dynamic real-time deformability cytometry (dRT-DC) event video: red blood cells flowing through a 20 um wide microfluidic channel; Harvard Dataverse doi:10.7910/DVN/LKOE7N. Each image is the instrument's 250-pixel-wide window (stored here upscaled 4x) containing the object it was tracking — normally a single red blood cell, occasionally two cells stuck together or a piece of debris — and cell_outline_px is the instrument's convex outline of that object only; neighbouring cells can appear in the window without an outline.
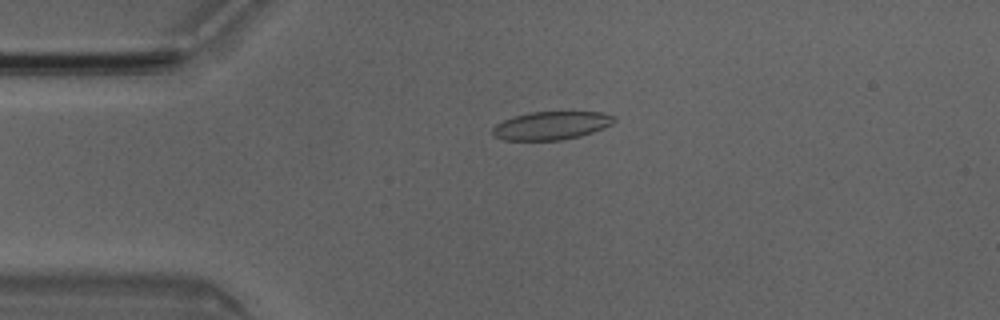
{"species": "Egyptian fruit bat (a non-hibernating species)", "species_latin": "Rousettus aegyptiacus", "temperature_condition": "room temperature", "stored_images_in_passage": 36, "camera_frame_rate_fps": 3000, "um_per_image_px": 0.085, "animal": {"sex": "male"}, "frame": {"image": 1, "passage_image": 2, "time_ms": 0.333, "image_size_px": [1000, 320], "cell_outline_px": [[616, 120], [612, 124], [604, 128], [580, 136], [560, 140], [504, 140], [496, 136], [492, 132], [492, 128], [496, 124], [504, 120], [528, 112], [604, 112], [616, 116]], "centroid_in_image_um": [46.9, 10.66], "position_along_channel_um": 38.1, "area_um2": 19.94}}
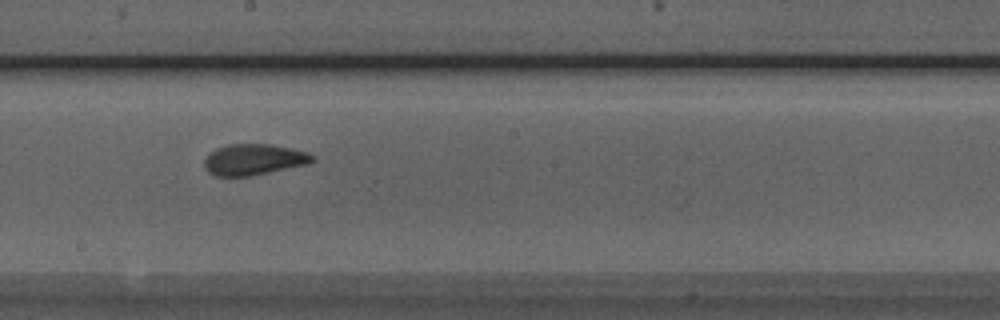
{"frame": {"image": 2, "passage_image": 18, "time_ms": 5.667, "image_size_px": [1000, 320], "cell_outline_px": [[316, 160], [308, 164], [248, 176], [216, 176], [208, 172], [204, 168], [204, 160], [216, 148], [228, 144], [272, 144], [292, 148], [308, 152], [316, 156]], "centroid_in_image_um": [21.6, 13.55], "position_along_channel_um": 226.6, "area_um2": 19.59}}
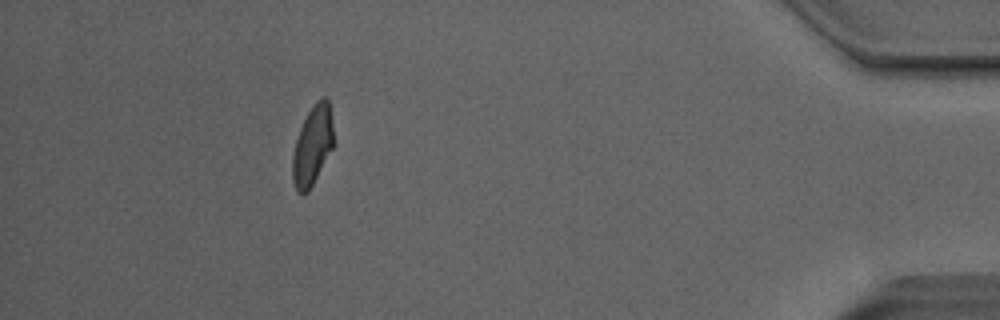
{"frame": {"image": 3, "passage_image": 36, "time_ms": 11.667, "image_size_px": [1000, 320], "cell_outline_px": [[332, 148], [308, 192], [304, 196], [296, 192], [292, 180], [292, 156], [296, 140], [300, 128], [308, 112], [316, 100], [324, 96], [328, 100], [332, 124]], "centroid_in_image_um": [26.52, 12.41], "position_along_channel_um": 408.7, "area_um2": 18.73}, "authors_computed_cell_mechanics": {"area_um2": 19.8254, "velocity_mm_per_s": 4.0554, "shape_relaxation_time_tau1_ms": 6.0304, "shape_relaxation_time_tau2_ms": 1.1603, "deformation_change_tau1": 0.1613, "deformation_change_tau2": 0.0622}}